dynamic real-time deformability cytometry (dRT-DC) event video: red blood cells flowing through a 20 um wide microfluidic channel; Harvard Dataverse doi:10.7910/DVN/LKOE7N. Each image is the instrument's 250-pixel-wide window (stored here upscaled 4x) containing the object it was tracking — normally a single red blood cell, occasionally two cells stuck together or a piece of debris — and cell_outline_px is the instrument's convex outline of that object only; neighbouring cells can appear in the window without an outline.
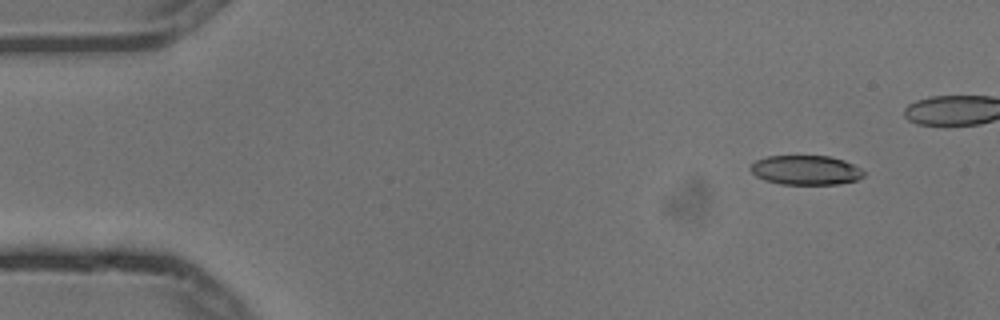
{"species": "common noctule bat (a hibernating species)", "species_latin": "Nyctalus noctula", "temperature_condition": "cold", "stored_images_in_passage": 5, "camera_frame_rate_fps": 3000, "um_per_image_px": 0.085, "animal": {"sex": "male", "body_mass_g": 13.3}, "frame": {"image": 1, "passage_image": 1, "time_ms": 0.0, "image_size_px": [1000, 320], "cell_outline_px": [[864, 176], [856, 180], [840, 184], [780, 184], [764, 180], [756, 176], [748, 168], [756, 160], [768, 156], [828, 156], [844, 160], [860, 168], [864, 172]], "centroid_in_image_um": [68.48, 14.46], "position_along_channel_um": 16.5, "area_um2": 19.42}}